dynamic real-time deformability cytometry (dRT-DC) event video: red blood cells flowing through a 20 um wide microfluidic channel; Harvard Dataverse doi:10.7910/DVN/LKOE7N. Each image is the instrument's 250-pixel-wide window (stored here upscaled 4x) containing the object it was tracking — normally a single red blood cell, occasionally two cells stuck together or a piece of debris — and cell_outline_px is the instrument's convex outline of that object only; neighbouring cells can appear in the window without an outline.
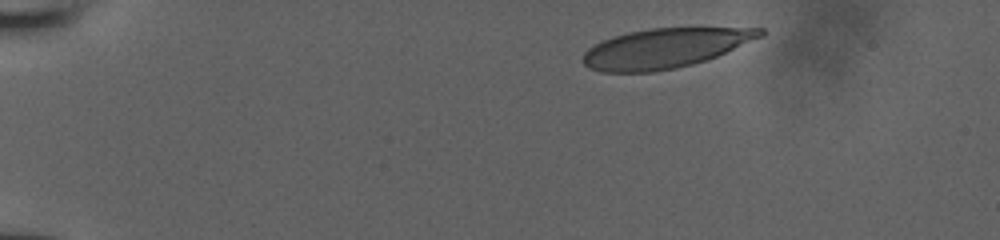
{"species": "human", "species_latin": "Homo sapiens", "temperature_condition": "room temperature", "stored_images_in_passage": 37, "camera_frame_rate_fps": 3000, "um_per_image_px": 0.085, "donor": {"sex": "male"}, "frame": {"image": 1, "passage_image": 1, "time_ms": 0.0, "image_size_px": [1000, 240], "cell_outline_px": [[764, 36], [716, 56], [692, 64], [676, 68], [652, 72], [604, 72], [588, 68], [584, 64], [584, 52], [588, 48], [604, 40], [628, 32], [652, 28], [764, 28]], "centroid_in_image_um": [56.53, 4.1], "position_along_channel_um": 28.5, "area_um2": 40.46}}
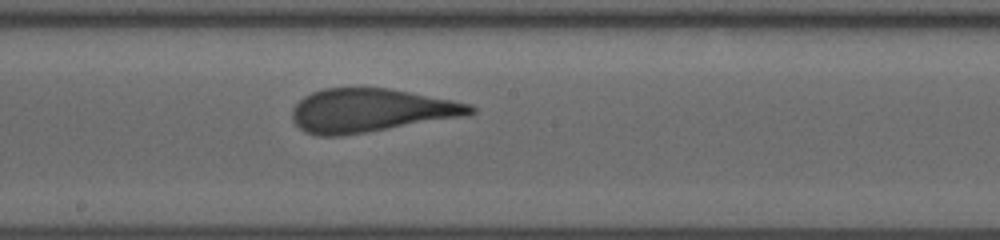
{"frame": {"image": 2, "passage_image": 22, "time_ms": 7.0, "image_size_px": [1000, 240], "cell_outline_px": [[476, 112], [468, 116], [340, 136], [316, 136], [304, 132], [292, 120], [292, 108], [304, 96], [312, 92], [324, 88], [388, 88], [452, 100], [472, 104], [476, 108]], "centroid_in_image_um": [31.52, 9.39], "position_along_channel_um": 216.7, "area_um2": 45.2}}
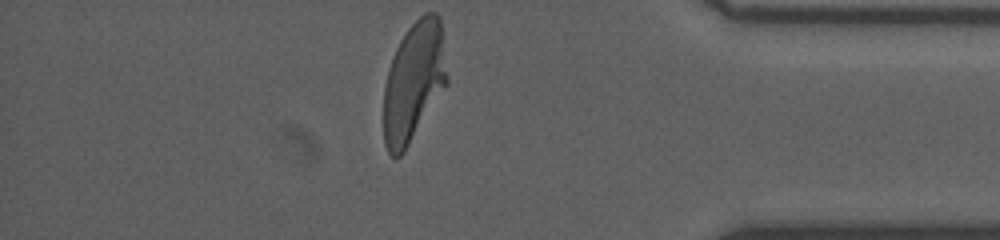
{"frame": {"image": 3, "passage_image": 37, "time_ms": 12.0, "image_size_px": [1000, 240], "cell_outline_px": [[448, 84], [404, 152], [400, 156], [392, 156], [388, 152], [384, 144], [384, 88], [388, 68], [392, 56], [400, 40], [408, 28], [424, 12], [436, 12], [440, 16], [444, 32], [448, 76]], "centroid_in_image_um": [35.2, 6.9], "position_along_channel_um": 400.0, "area_um2": 44.91}}